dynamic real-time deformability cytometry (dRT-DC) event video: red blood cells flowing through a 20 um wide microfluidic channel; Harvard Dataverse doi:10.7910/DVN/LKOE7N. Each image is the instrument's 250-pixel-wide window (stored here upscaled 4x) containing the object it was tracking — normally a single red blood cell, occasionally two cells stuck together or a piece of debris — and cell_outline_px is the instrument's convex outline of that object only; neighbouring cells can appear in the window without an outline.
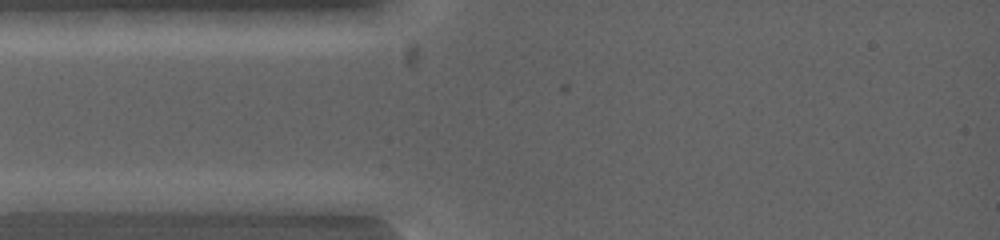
{"species": "common noctule bat (a hibernating species)", "species_latin": "Nyctalus noctula", "temperature_condition": "warm", "stored_images_in_passage": 2, "camera_frame_rate_fps": 5000, "um_per_image_px": 0.085, "animal": {"sex": "female", "body_mass_g": 19.0, "forearm_length_mm": 53.3}, "frame": {"image": 1, "passage_image": 1, "time_ms": 0.0, "image_size_px": [1000, 240], "cell_outline_px": [[120, 200], [88, 212], [16, 212], [12, 200], [20, 192], [100, 192]], "centroid_in_image_um": [5.18, 17.15], "position_along_channel_um": 79.8, "area_um2": 13.24}}